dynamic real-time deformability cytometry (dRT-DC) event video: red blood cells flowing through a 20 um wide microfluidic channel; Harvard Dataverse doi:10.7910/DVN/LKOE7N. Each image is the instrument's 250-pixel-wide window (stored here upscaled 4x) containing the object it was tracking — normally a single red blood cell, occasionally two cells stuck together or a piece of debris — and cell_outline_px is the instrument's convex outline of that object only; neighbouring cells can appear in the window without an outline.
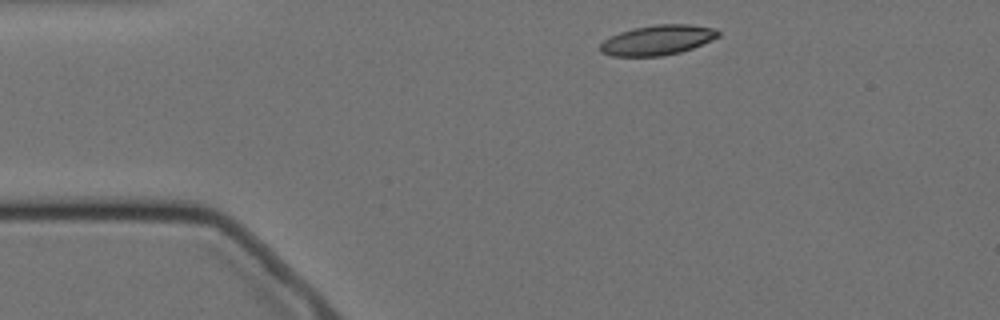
{"species": "Egyptian fruit bat (a non-hibernating species)", "species_latin": "Rousettus aegyptiacus", "temperature_condition": "cold", "stored_images_in_passage": 6, "camera_frame_rate_fps": 3000, "um_per_image_px": 0.085, "animal": {"sex": "female"}, "frame": {"image": 1, "passage_image": 1, "time_ms": 0.0, "image_size_px": [1000, 320], "cell_outline_px": [[720, 36], [692, 48], [680, 52], [660, 56], [612, 56], [600, 52], [600, 44], [604, 40], [620, 32], [632, 28], [656, 24], [688, 24], [716, 28], [720, 32]], "centroid_in_image_um": [55.89, 3.4], "position_along_channel_um": 29.1, "area_um2": 20.58}}
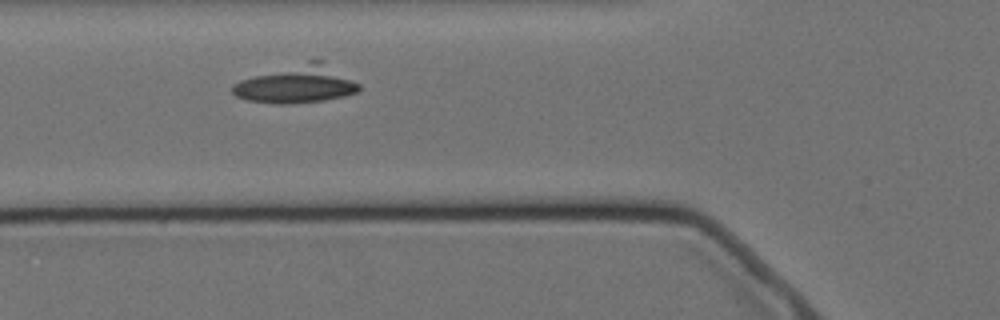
{"frame": {"image": 2, "passage_image": 4, "time_ms": 3.333, "image_size_px": [1000, 320], "cell_outline_px": [[360, 92], [344, 96], [324, 100], [288, 104], [276, 104], [248, 100], [236, 96], [232, 92], [232, 84], [240, 80], [308, 60], [320, 60], [360, 84]], "centroid_in_image_um": [25.22, 7.18], "position_along_channel_um": 100.6, "area_um2": 27.28}}
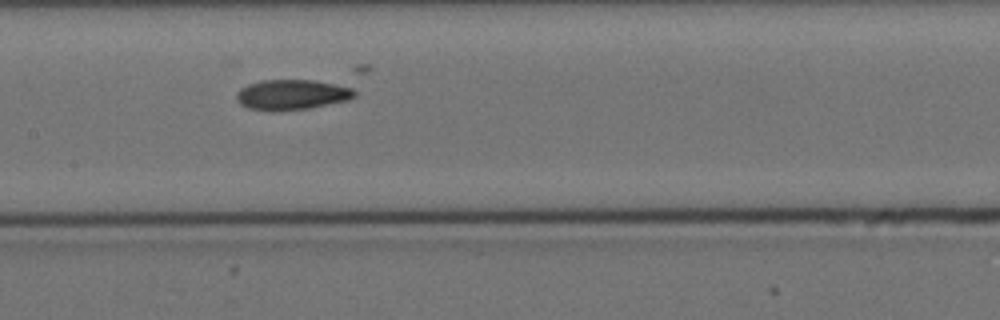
{"frame": {"image": 3, "passage_image": 6, "time_ms": 5.667, "image_size_px": [1000, 320], "cell_outline_px": [[356, 96], [348, 100], [308, 108], [248, 108], [240, 104], [236, 100], [236, 92], [240, 88], [248, 84], [260, 80], [316, 80], [352, 84], [356, 92]], "centroid_in_image_um": [24.94, 7.97], "position_along_channel_um": 182.5, "area_um2": 20.69}}